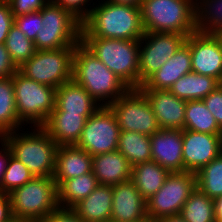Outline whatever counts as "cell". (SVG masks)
<instances>
[{"mask_svg": "<svg viewBox=\"0 0 222 222\" xmlns=\"http://www.w3.org/2000/svg\"><path fill=\"white\" fill-rule=\"evenodd\" d=\"M92 172L99 185L115 186L131 180L132 166L118 150L92 156Z\"/></svg>", "mask_w": 222, "mask_h": 222, "instance_id": "7402d4cb", "label": "cell"}, {"mask_svg": "<svg viewBox=\"0 0 222 222\" xmlns=\"http://www.w3.org/2000/svg\"><path fill=\"white\" fill-rule=\"evenodd\" d=\"M197 187L209 198L222 196V152L196 172Z\"/></svg>", "mask_w": 222, "mask_h": 222, "instance_id": "d6a6232c", "label": "cell"}, {"mask_svg": "<svg viewBox=\"0 0 222 222\" xmlns=\"http://www.w3.org/2000/svg\"><path fill=\"white\" fill-rule=\"evenodd\" d=\"M190 47L192 72L216 78L222 76V41L218 34L196 31L186 37Z\"/></svg>", "mask_w": 222, "mask_h": 222, "instance_id": "5bb4252c", "label": "cell"}, {"mask_svg": "<svg viewBox=\"0 0 222 222\" xmlns=\"http://www.w3.org/2000/svg\"><path fill=\"white\" fill-rule=\"evenodd\" d=\"M152 161L169 172H183L182 130L159 129L150 136Z\"/></svg>", "mask_w": 222, "mask_h": 222, "instance_id": "e0dca14e", "label": "cell"}, {"mask_svg": "<svg viewBox=\"0 0 222 222\" xmlns=\"http://www.w3.org/2000/svg\"><path fill=\"white\" fill-rule=\"evenodd\" d=\"M19 119L42 126L55 108L56 89L27 78L19 70L12 76Z\"/></svg>", "mask_w": 222, "mask_h": 222, "instance_id": "ba28073f", "label": "cell"}, {"mask_svg": "<svg viewBox=\"0 0 222 222\" xmlns=\"http://www.w3.org/2000/svg\"><path fill=\"white\" fill-rule=\"evenodd\" d=\"M14 25V17L6 0H0V44H4Z\"/></svg>", "mask_w": 222, "mask_h": 222, "instance_id": "ab89813d", "label": "cell"}, {"mask_svg": "<svg viewBox=\"0 0 222 222\" xmlns=\"http://www.w3.org/2000/svg\"><path fill=\"white\" fill-rule=\"evenodd\" d=\"M24 123L19 119L15 102L12 77L0 79V138L10 132L22 129Z\"/></svg>", "mask_w": 222, "mask_h": 222, "instance_id": "83f0119b", "label": "cell"}, {"mask_svg": "<svg viewBox=\"0 0 222 222\" xmlns=\"http://www.w3.org/2000/svg\"><path fill=\"white\" fill-rule=\"evenodd\" d=\"M202 101L213 114L218 126L222 129V89L218 86L203 98Z\"/></svg>", "mask_w": 222, "mask_h": 222, "instance_id": "f35d334b", "label": "cell"}, {"mask_svg": "<svg viewBox=\"0 0 222 222\" xmlns=\"http://www.w3.org/2000/svg\"><path fill=\"white\" fill-rule=\"evenodd\" d=\"M113 186L98 185L71 209L84 222H105L111 218Z\"/></svg>", "mask_w": 222, "mask_h": 222, "instance_id": "cb8c5ba5", "label": "cell"}, {"mask_svg": "<svg viewBox=\"0 0 222 222\" xmlns=\"http://www.w3.org/2000/svg\"><path fill=\"white\" fill-rule=\"evenodd\" d=\"M151 222H187L185 221L180 214L178 215H172V216H167V217H162L159 219H156Z\"/></svg>", "mask_w": 222, "mask_h": 222, "instance_id": "bcb514c9", "label": "cell"}, {"mask_svg": "<svg viewBox=\"0 0 222 222\" xmlns=\"http://www.w3.org/2000/svg\"><path fill=\"white\" fill-rule=\"evenodd\" d=\"M170 172L155 161H148L132 167L131 181L147 201L162 186Z\"/></svg>", "mask_w": 222, "mask_h": 222, "instance_id": "484cf974", "label": "cell"}, {"mask_svg": "<svg viewBox=\"0 0 222 222\" xmlns=\"http://www.w3.org/2000/svg\"><path fill=\"white\" fill-rule=\"evenodd\" d=\"M183 171L198 172L222 152V134L182 130Z\"/></svg>", "mask_w": 222, "mask_h": 222, "instance_id": "9a60e30c", "label": "cell"}, {"mask_svg": "<svg viewBox=\"0 0 222 222\" xmlns=\"http://www.w3.org/2000/svg\"><path fill=\"white\" fill-rule=\"evenodd\" d=\"M120 127L109 106H100L87 120L76 146L91 156L117 150Z\"/></svg>", "mask_w": 222, "mask_h": 222, "instance_id": "7c38bea8", "label": "cell"}, {"mask_svg": "<svg viewBox=\"0 0 222 222\" xmlns=\"http://www.w3.org/2000/svg\"><path fill=\"white\" fill-rule=\"evenodd\" d=\"M214 211L216 222H222V196L214 199Z\"/></svg>", "mask_w": 222, "mask_h": 222, "instance_id": "f6af8a7d", "label": "cell"}, {"mask_svg": "<svg viewBox=\"0 0 222 222\" xmlns=\"http://www.w3.org/2000/svg\"><path fill=\"white\" fill-rule=\"evenodd\" d=\"M179 33L144 32L139 40V87L185 43Z\"/></svg>", "mask_w": 222, "mask_h": 222, "instance_id": "4fadbf2b", "label": "cell"}, {"mask_svg": "<svg viewBox=\"0 0 222 222\" xmlns=\"http://www.w3.org/2000/svg\"><path fill=\"white\" fill-rule=\"evenodd\" d=\"M193 1V3L196 5L199 1H201V0H192Z\"/></svg>", "mask_w": 222, "mask_h": 222, "instance_id": "f907efd6", "label": "cell"}, {"mask_svg": "<svg viewBox=\"0 0 222 222\" xmlns=\"http://www.w3.org/2000/svg\"><path fill=\"white\" fill-rule=\"evenodd\" d=\"M99 185L93 172L64 180L58 186V203L61 208H72L85 199Z\"/></svg>", "mask_w": 222, "mask_h": 222, "instance_id": "4316f807", "label": "cell"}, {"mask_svg": "<svg viewBox=\"0 0 222 222\" xmlns=\"http://www.w3.org/2000/svg\"><path fill=\"white\" fill-rule=\"evenodd\" d=\"M76 46L54 50H36L19 71L40 84L57 88L72 80L73 56Z\"/></svg>", "mask_w": 222, "mask_h": 222, "instance_id": "9c48e42d", "label": "cell"}, {"mask_svg": "<svg viewBox=\"0 0 222 222\" xmlns=\"http://www.w3.org/2000/svg\"><path fill=\"white\" fill-rule=\"evenodd\" d=\"M195 10L197 31L209 34L222 31V0H201Z\"/></svg>", "mask_w": 222, "mask_h": 222, "instance_id": "1f68e13d", "label": "cell"}, {"mask_svg": "<svg viewBox=\"0 0 222 222\" xmlns=\"http://www.w3.org/2000/svg\"><path fill=\"white\" fill-rule=\"evenodd\" d=\"M196 187V173L170 172L163 186L146 201L148 220L178 215Z\"/></svg>", "mask_w": 222, "mask_h": 222, "instance_id": "30bf717a", "label": "cell"}, {"mask_svg": "<svg viewBox=\"0 0 222 222\" xmlns=\"http://www.w3.org/2000/svg\"><path fill=\"white\" fill-rule=\"evenodd\" d=\"M33 177L34 175L29 169L11 155L1 182V192L9 194L29 182Z\"/></svg>", "mask_w": 222, "mask_h": 222, "instance_id": "e575fe53", "label": "cell"}, {"mask_svg": "<svg viewBox=\"0 0 222 222\" xmlns=\"http://www.w3.org/2000/svg\"><path fill=\"white\" fill-rule=\"evenodd\" d=\"M14 24L28 39L34 42L42 26L41 10L15 17Z\"/></svg>", "mask_w": 222, "mask_h": 222, "instance_id": "d590c367", "label": "cell"}, {"mask_svg": "<svg viewBox=\"0 0 222 222\" xmlns=\"http://www.w3.org/2000/svg\"><path fill=\"white\" fill-rule=\"evenodd\" d=\"M92 172V156L76 145L58 146L54 181L59 186L64 180Z\"/></svg>", "mask_w": 222, "mask_h": 222, "instance_id": "ffe728a7", "label": "cell"}, {"mask_svg": "<svg viewBox=\"0 0 222 222\" xmlns=\"http://www.w3.org/2000/svg\"><path fill=\"white\" fill-rule=\"evenodd\" d=\"M111 221L148 222L146 200L129 180L113 186Z\"/></svg>", "mask_w": 222, "mask_h": 222, "instance_id": "2e32d148", "label": "cell"}, {"mask_svg": "<svg viewBox=\"0 0 222 222\" xmlns=\"http://www.w3.org/2000/svg\"><path fill=\"white\" fill-rule=\"evenodd\" d=\"M140 9L144 32L179 33L188 37L197 31L192 0H143Z\"/></svg>", "mask_w": 222, "mask_h": 222, "instance_id": "277c9868", "label": "cell"}, {"mask_svg": "<svg viewBox=\"0 0 222 222\" xmlns=\"http://www.w3.org/2000/svg\"><path fill=\"white\" fill-rule=\"evenodd\" d=\"M0 144H1L0 145V192H1V182L7 167L8 160L12 155V152L11 149L2 139H0Z\"/></svg>", "mask_w": 222, "mask_h": 222, "instance_id": "ee69618b", "label": "cell"}, {"mask_svg": "<svg viewBox=\"0 0 222 222\" xmlns=\"http://www.w3.org/2000/svg\"><path fill=\"white\" fill-rule=\"evenodd\" d=\"M10 6L13 17L32 12H38L44 8L49 0H6Z\"/></svg>", "mask_w": 222, "mask_h": 222, "instance_id": "8d00e7d4", "label": "cell"}, {"mask_svg": "<svg viewBox=\"0 0 222 222\" xmlns=\"http://www.w3.org/2000/svg\"><path fill=\"white\" fill-rule=\"evenodd\" d=\"M18 70L5 44H0V79L12 77Z\"/></svg>", "mask_w": 222, "mask_h": 222, "instance_id": "60d3db41", "label": "cell"}, {"mask_svg": "<svg viewBox=\"0 0 222 222\" xmlns=\"http://www.w3.org/2000/svg\"><path fill=\"white\" fill-rule=\"evenodd\" d=\"M94 3L82 21L81 37L140 40L144 35L140 7L107 0Z\"/></svg>", "mask_w": 222, "mask_h": 222, "instance_id": "6da1fadb", "label": "cell"}, {"mask_svg": "<svg viewBox=\"0 0 222 222\" xmlns=\"http://www.w3.org/2000/svg\"><path fill=\"white\" fill-rule=\"evenodd\" d=\"M184 129L209 134H222V129L202 100L186 101Z\"/></svg>", "mask_w": 222, "mask_h": 222, "instance_id": "f546056e", "label": "cell"}, {"mask_svg": "<svg viewBox=\"0 0 222 222\" xmlns=\"http://www.w3.org/2000/svg\"><path fill=\"white\" fill-rule=\"evenodd\" d=\"M116 4L129 5L133 7H141L143 0H107Z\"/></svg>", "mask_w": 222, "mask_h": 222, "instance_id": "7dc6e473", "label": "cell"}, {"mask_svg": "<svg viewBox=\"0 0 222 222\" xmlns=\"http://www.w3.org/2000/svg\"><path fill=\"white\" fill-rule=\"evenodd\" d=\"M41 19L42 26L34 41L36 50L60 49L80 42L82 22L54 1L41 10Z\"/></svg>", "mask_w": 222, "mask_h": 222, "instance_id": "52a82bcc", "label": "cell"}, {"mask_svg": "<svg viewBox=\"0 0 222 222\" xmlns=\"http://www.w3.org/2000/svg\"><path fill=\"white\" fill-rule=\"evenodd\" d=\"M42 222H84L71 208H61L54 210Z\"/></svg>", "mask_w": 222, "mask_h": 222, "instance_id": "b9f144b4", "label": "cell"}, {"mask_svg": "<svg viewBox=\"0 0 222 222\" xmlns=\"http://www.w3.org/2000/svg\"><path fill=\"white\" fill-rule=\"evenodd\" d=\"M14 220L42 222L58 209V186L52 177H33L9 193Z\"/></svg>", "mask_w": 222, "mask_h": 222, "instance_id": "8992f818", "label": "cell"}, {"mask_svg": "<svg viewBox=\"0 0 222 222\" xmlns=\"http://www.w3.org/2000/svg\"><path fill=\"white\" fill-rule=\"evenodd\" d=\"M179 214L187 222H216L214 199L196 187Z\"/></svg>", "mask_w": 222, "mask_h": 222, "instance_id": "4dcf8cb0", "label": "cell"}, {"mask_svg": "<svg viewBox=\"0 0 222 222\" xmlns=\"http://www.w3.org/2000/svg\"><path fill=\"white\" fill-rule=\"evenodd\" d=\"M219 87L222 89V76H221V78L219 79Z\"/></svg>", "mask_w": 222, "mask_h": 222, "instance_id": "c3c4849f", "label": "cell"}, {"mask_svg": "<svg viewBox=\"0 0 222 222\" xmlns=\"http://www.w3.org/2000/svg\"><path fill=\"white\" fill-rule=\"evenodd\" d=\"M109 107L115 114L120 131L151 136L160 129L150 103L139 88H129Z\"/></svg>", "mask_w": 222, "mask_h": 222, "instance_id": "8fae6325", "label": "cell"}, {"mask_svg": "<svg viewBox=\"0 0 222 222\" xmlns=\"http://www.w3.org/2000/svg\"><path fill=\"white\" fill-rule=\"evenodd\" d=\"M190 47L185 42L175 54L140 87V90H169L182 76L192 72Z\"/></svg>", "mask_w": 222, "mask_h": 222, "instance_id": "d6986e66", "label": "cell"}, {"mask_svg": "<svg viewBox=\"0 0 222 222\" xmlns=\"http://www.w3.org/2000/svg\"><path fill=\"white\" fill-rule=\"evenodd\" d=\"M4 44L18 68L36 52L34 42L28 39L15 24L11 27Z\"/></svg>", "mask_w": 222, "mask_h": 222, "instance_id": "836d02e7", "label": "cell"}, {"mask_svg": "<svg viewBox=\"0 0 222 222\" xmlns=\"http://www.w3.org/2000/svg\"><path fill=\"white\" fill-rule=\"evenodd\" d=\"M150 103L160 129L184 130L186 100L169 90H141Z\"/></svg>", "mask_w": 222, "mask_h": 222, "instance_id": "ac0fdd59", "label": "cell"}, {"mask_svg": "<svg viewBox=\"0 0 222 222\" xmlns=\"http://www.w3.org/2000/svg\"><path fill=\"white\" fill-rule=\"evenodd\" d=\"M100 105L73 79L56 88L53 111L91 116Z\"/></svg>", "mask_w": 222, "mask_h": 222, "instance_id": "603a6c76", "label": "cell"}, {"mask_svg": "<svg viewBox=\"0 0 222 222\" xmlns=\"http://www.w3.org/2000/svg\"><path fill=\"white\" fill-rule=\"evenodd\" d=\"M9 194L0 192V222H14Z\"/></svg>", "mask_w": 222, "mask_h": 222, "instance_id": "7bdbcfd3", "label": "cell"}, {"mask_svg": "<svg viewBox=\"0 0 222 222\" xmlns=\"http://www.w3.org/2000/svg\"><path fill=\"white\" fill-rule=\"evenodd\" d=\"M54 2L70 11L81 22L90 14L95 3L93 0H54ZM92 2L93 4L91 5Z\"/></svg>", "mask_w": 222, "mask_h": 222, "instance_id": "74e56055", "label": "cell"}, {"mask_svg": "<svg viewBox=\"0 0 222 222\" xmlns=\"http://www.w3.org/2000/svg\"><path fill=\"white\" fill-rule=\"evenodd\" d=\"M218 36L220 37V39L222 41V31L218 33Z\"/></svg>", "mask_w": 222, "mask_h": 222, "instance_id": "681fc988", "label": "cell"}, {"mask_svg": "<svg viewBox=\"0 0 222 222\" xmlns=\"http://www.w3.org/2000/svg\"><path fill=\"white\" fill-rule=\"evenodd\" d=\"M80 42L129 88H139V40L81 37Z\"/></svg>", "mask_w": 222, "mask_h": 222, "instance_id": "5b68a950", "label": "cell"}, {"mask_svg": "<svg viewBox=\"0 0 222 222\" xmlns=\"http://www.w3.org/2000/svg\"><path fill=\"white\" fill-rule=\"evenodd\" d=\"M117 150L135 166L152 160L150 136L133 131H120Z\"/></svg>", "mask_w": 222, "mask_h": 222, "instance_id": "f1b7e54d", "label": "cell"}, {"mask_svg": "<svg viewBox=\"0 0 222 222\" xmlns=\"http://www.w3.org/2000/svg\"><path fill=\"white\" fill-rule=\"evenodd\" d=\"M219 86V81L211 76L189 72L180 77L169 91L180 99L202 100Z\"/></svg>", "mask_w": 222, "mask_h": 222, "instance_id": "d4e9b609", "label": "cell"}, {"mask_svg": "<svg viewBox=\"0 0 222 222\" xmlns=\"http://www.w3.org/2000/svg\"><path fill=\"white\" fill-rule=\"evenodd\" d=\"M89 117L81 114L66 113L65 111H52L41 127L58 146L76 145Z\"/></svg>", "mask_w": 222, "mask_h": 222, "instance_id": "44dd1931", "label": "cell"}, {"mask_svg": "<svg viewBox=\"0 0 222 222\" xmlns=\"http://www.w3.org/2000/svg\"><path fill=\"white\" fill-rule=\"evenodd\" d=\"M28 127L31 131L27 128L24 132L22 128L0 139L11 149L12 156L22 162L35 177H52L58 145L41 126Z\"/></svg>", "mask_w": 222, "mask_h": 222, "instance_id": "3957f363", "label": "cell"}, {"mask_svg": "<svg viewBox=\"0 0 222 222\" xmlns=\"http://www.w3.org/2000/svg\"><path fill=\"white\" fill-rule=\"evenodd\" d=\"M72 79L100 106H109L129 89L81 42L74 51Z\"/></svg>", "mask_w": 222, "mask_h": 222, "instance_id": "7a4b0ae2", "label": "cell"}]
</instances>
